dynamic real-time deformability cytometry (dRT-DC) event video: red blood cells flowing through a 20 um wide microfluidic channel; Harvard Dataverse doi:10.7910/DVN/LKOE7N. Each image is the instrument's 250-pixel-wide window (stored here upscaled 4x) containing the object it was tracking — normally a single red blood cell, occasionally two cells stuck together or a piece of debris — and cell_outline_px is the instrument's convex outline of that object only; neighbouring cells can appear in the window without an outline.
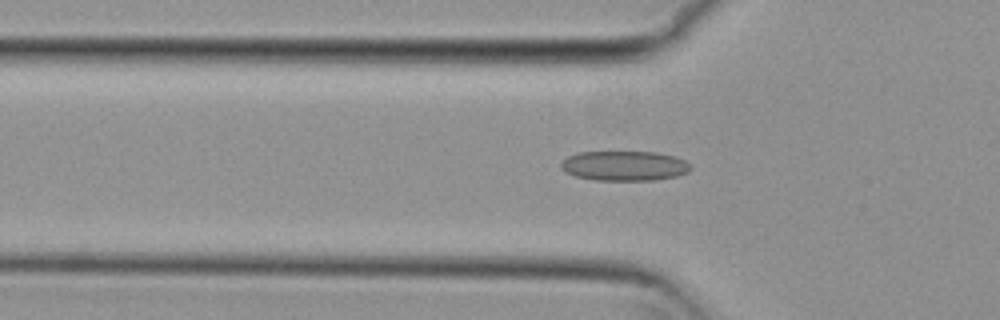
{"species": "common noctule bat (a hibernating species)", "species_latin": "Nyctalus noctula", "temperature_condition": "cold", "stored_images_in_passage": 40, "camera_frame_rate_fps": 3000, "um_per_image_px": 0.085, "animal": {"sex": "female", "body_mass_g": 29.2, "forearm_length_mm": 56.3}, "frame": {"image": 1, "passage_image": 11, "time_ms": 3.333, "image_size_px": [1000, 320], "cell_outline_px": [[692, 168], [688, 172], [676, 176], [656, 180], [596, 180], [576, 176], [564, 172], [560, 168], [560, 164], [568, 156], [580, 152], [656, 152], [676, 156], [684, 160]], "centroid_in_image_um": [53.07, 14.09], "position_along_channel_um": 72.7, "area_um2": 22.54}}
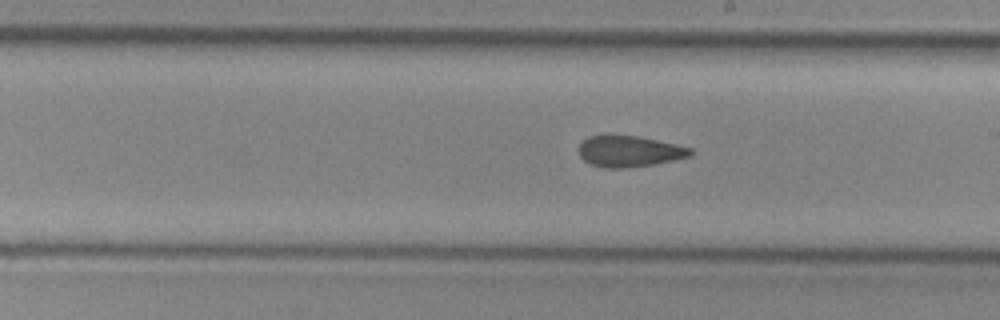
{"frame": {"image": 2, "passage_image": 24, "time_ms": 7.667, "image_size_px": [1000, 320], "cell_outline_px": [[692, 156], [652, 164], [624, 168], [604, 168], [588, 164], [580, 156], [576, 148], [588, 136], [608, 132], [636, 136], [676, 144], [692, 148]], "centroid_in_image_um": [53.4, 12.83], "position_along_channel_um": 235.6, "area_um2": 20.81}}
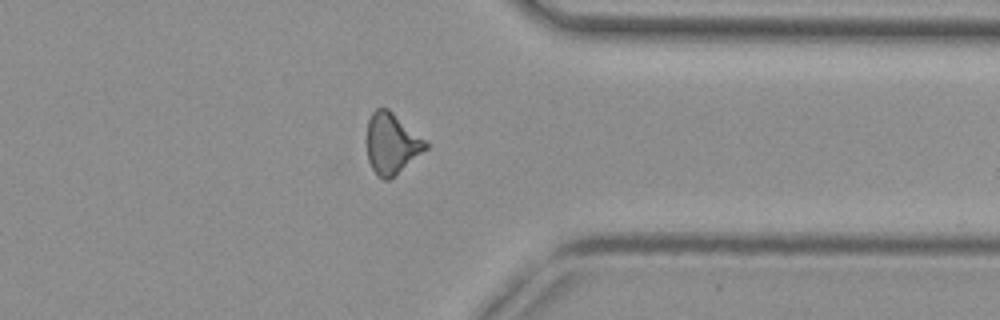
{"frame": {"image": 3, "passage_image": 36, "time_ms": 11.667, "image_size_px": [1000, 320], "cell_outline_px": [[428, 148], [388, 180], [384, 180], [376, 176], [368, 160], [368, 120], [372, 112], [376, 108], [388, 108], [424, 140], [428, 144]], "centroid_in_image_um": [33.27, 12.21], "position_along_channel_um": 378.1, "area_um2": 20.35}}